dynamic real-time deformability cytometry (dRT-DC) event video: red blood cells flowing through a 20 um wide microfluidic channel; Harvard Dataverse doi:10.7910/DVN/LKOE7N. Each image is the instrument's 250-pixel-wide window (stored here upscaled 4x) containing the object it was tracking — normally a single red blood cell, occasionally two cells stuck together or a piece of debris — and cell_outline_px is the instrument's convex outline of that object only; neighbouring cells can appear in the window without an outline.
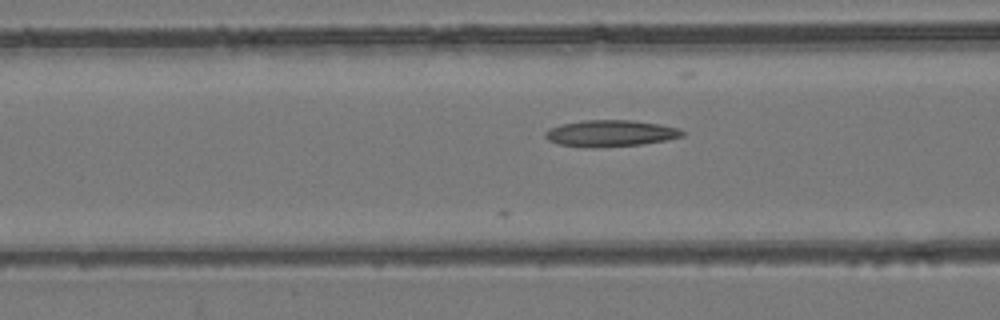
{"species": "common noctule bat (a hibernating species)", "species_latin": "Nyctalus noctula", "temperature_condition": "room temperature", "stored_images_in_passage": 29, "camera_frame_rate_fps": 3000, "um_per_image_px": 0.085, "animal": {"sex": "female", "body_mass_g": 24.6, "forearm_length_mm": 56.2}, "frame": {"image": 1, "passage_image": 18, "time_ms": 5.667, "image_size_px": [1000, 320], "cell_outline_px": [[684, 136], [668, 140], [640, 144], [596, 148], [592, 148], [560, 144], [548, 140], [544, 136], [544, 132], [548, 128], [560, 124], [584, 120], [632, 120], [660, 124], [680, 128], [684, 132]], "centroid_in_image_um": [51.89, 11.33], "position_along_channel_um": 114.7, "area_um2": 21.33}}
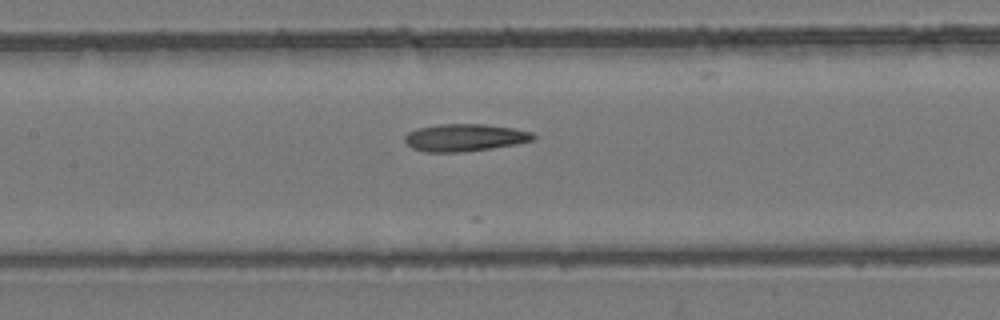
{"frame": {"image": 2, "passage_image": 22, "time_ms": 7.0, "image_size_px": [1000, 320], "cell_outline_px": [[536, 140], [516, 144], [488, 148], [456, 152], [424, 152], [412, 148], [404, 140], [404, 136], [408, 132], [416, 128], [440, 124], [484, 124], [512, 128], [532, 132], [536, 136]], "centroid_in_image_um": [39.49, 11.69], "position_along_channel_um": 167.9, "area_um2": 20.4}}
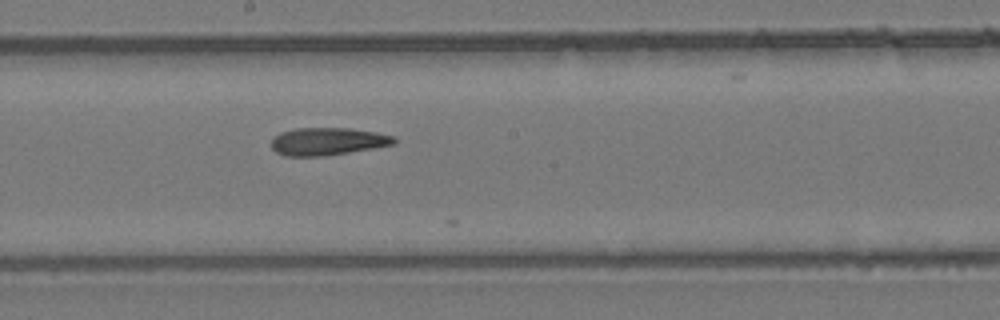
{"frame": {"image": 3, "passage_image": 26, "time_ms": 8.333, "image_size_px": [1000, 320], "cell_outline_px": [[396, 144], [376, 148], [324, 156], [284, 156], [276, 152], [272, 148], [272, 136], [280, 132], [296, 128], [352, 128], [376, 132], [396, 136]], "centroid_in_image_um": [27.87, 12.02], "position_along_channel_um": 220.3, "area_um2": 20.06}}